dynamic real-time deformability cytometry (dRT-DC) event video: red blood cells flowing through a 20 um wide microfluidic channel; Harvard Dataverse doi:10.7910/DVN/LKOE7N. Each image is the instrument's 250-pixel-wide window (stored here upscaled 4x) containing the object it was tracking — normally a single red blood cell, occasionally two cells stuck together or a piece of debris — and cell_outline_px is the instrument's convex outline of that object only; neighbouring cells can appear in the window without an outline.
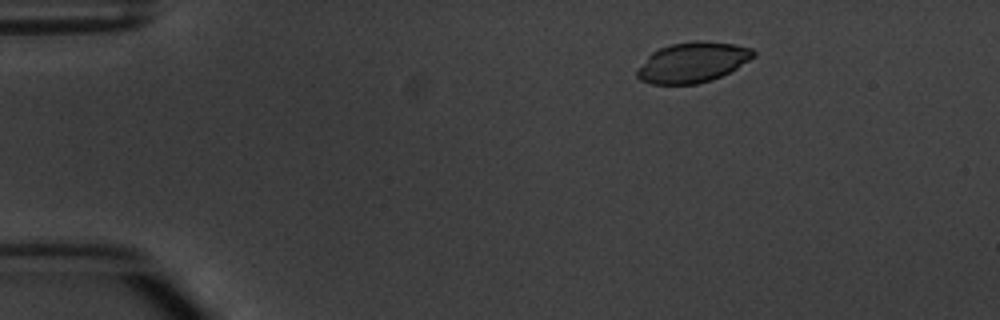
{"species": "common noctule bat (a hibernating species)", "species_latin": "Nyctalus noctula", "temperature_condition": "warm", "stored_images_in_passage": 3, "camera_frame_rate_fps": 3000, "um_per_image_px": 0.085, "animal": {"sex": "male", "body_mass_g": 20.1, "forearm_length_mm": 53.5}, "frame": {"image": 1, "passage_image": 3, "time_ms": 2.333, "image_size_px": [1000, 320], "cell_outline_px": [[756, 56], [736, 68], [712, 80], [696, 84], [652, 84], [640, 80], [636, 76], [636, 68], [652, 52], [660, 48], [672, 44], [696, 40], [700, 40], [736, 44], [752, 48], [756, 52]], "centroid_in_image_um": [58.86, 5.29], "position_along_channel_um": 26.1, "area_um2": 27.4}}